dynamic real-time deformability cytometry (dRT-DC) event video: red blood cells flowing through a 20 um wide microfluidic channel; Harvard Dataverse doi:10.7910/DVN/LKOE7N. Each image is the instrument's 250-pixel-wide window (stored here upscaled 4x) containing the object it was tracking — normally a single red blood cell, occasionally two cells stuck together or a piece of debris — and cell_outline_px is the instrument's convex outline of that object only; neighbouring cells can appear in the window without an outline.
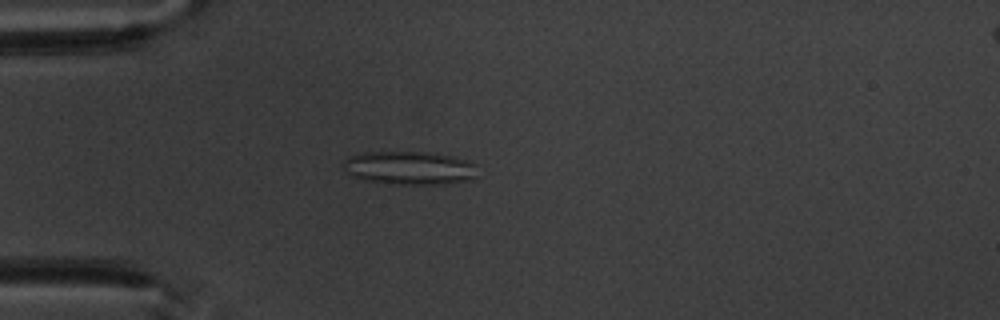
{"species": "common noctule bat (a hibernating species)", "species_latin": "Nyctalus noctula", "temperature_condition": "warm", "stored_images_in_passage": 5, "camera_frame_rate_fps": 3000, "um_per_image_px": 0.085, "animal": {"sex": "male", "body_mass_g": 20.1, "forearm_length_mm": 53.5}, "frame": {"image": 1, "passage_image": 4, "time_ms": 3.667, "image_size_px": [1000, 320], "cell_outline_px": [[476, 176], [468, 180], [444, 184], [396, 184], [368, 180], [352, 176], [340, 164], [348, 156], [364, 152], [424, 152], [456, 156], [468, 160], [476, 164]], "centroid_in_image_um": [34.82, 14.26], "position_along_channel_um": 50.2, "area_um2": 26.18}}